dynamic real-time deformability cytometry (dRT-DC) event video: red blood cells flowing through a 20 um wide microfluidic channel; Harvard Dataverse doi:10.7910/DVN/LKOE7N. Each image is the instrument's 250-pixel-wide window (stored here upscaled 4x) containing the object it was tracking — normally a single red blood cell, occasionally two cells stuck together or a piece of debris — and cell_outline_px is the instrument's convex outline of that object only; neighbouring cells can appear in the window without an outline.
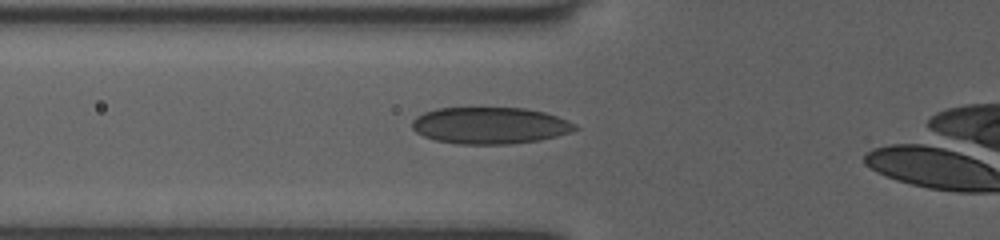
{"species": "human", "species_latin": "Homo sapiens", "temperature_condition": "room temperature", "stored_images_in_passage": 35, "camera_frame_rate_fps": 3000, "um_per_image_px": 0.085, "donor": {"sex": "female"}, "frame": {"image": 1, "passage_image": 9, "time_ms": 2.667, "image_size_px": [1000, 240], "cell_outline_px": [[580, 128], [572, 132], [540, 140], [512, 144], [456, 144], [436, 140], [424, 136], [416, 132], [412, 128], [412, 120], [416, 116], [424, 112], [436, 108], [524, 108], [544, 112], [556, 116], [576, 124]], "centroid_in_image_um": [41.65, 10.67], "position_along_channel_um": 84.2, "area_um2": 34.97}}
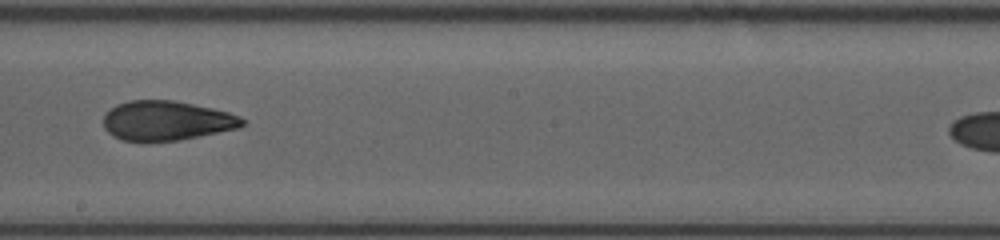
{"frame": {"image": 2, "passage_image": 20, "time_ms": 6.333, "image_size_px": [1000, 240], "cell_outline_px": [[244, 124], [236, 128], [180, 140], [124, 140], [112, 136], [104, 128], [104, 112], [116, 104], [128, 100], [172, 100], [212, 108], [228, 112], [240, 116], [244, 120]], "centroid_in_image_um": [14.11, 10.23], "position_along_channel_um": 234.1, "area_um2": 31.67}}
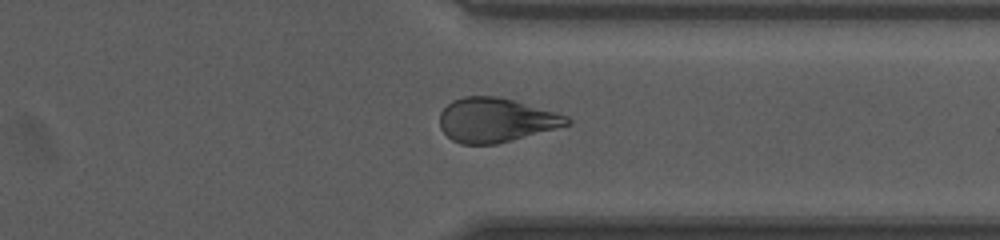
{"frame": {"image": 3, "passage_image": 30, "time_ms": 9.667, "image_size_px": [1000, 240], "cell_outline_px": [[572, 124], [496, 144], [460, 144], [452, 140], [440, 128], [440, 112], [452, 100], [464, 96], [496, 96], [512, 100], [568, 116], [572, 120]], "centroid_in_image_um": [42.13, 10.21], "position_along_channel_um": 369.3, "area_um2": 32.54}}